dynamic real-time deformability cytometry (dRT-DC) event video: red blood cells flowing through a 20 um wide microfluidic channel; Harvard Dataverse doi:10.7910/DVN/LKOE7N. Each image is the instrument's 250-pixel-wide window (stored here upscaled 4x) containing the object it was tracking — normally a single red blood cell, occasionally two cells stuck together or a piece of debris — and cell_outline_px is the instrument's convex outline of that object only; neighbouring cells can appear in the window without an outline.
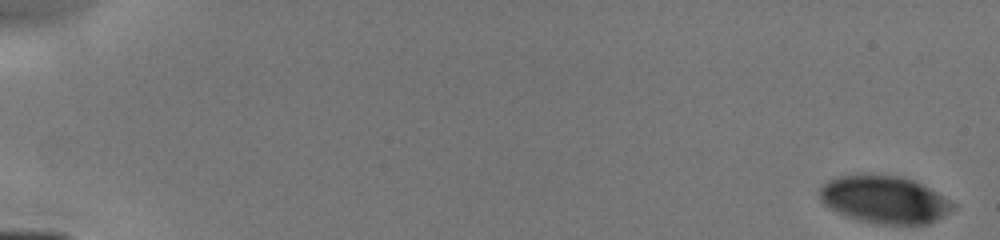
{"species": "human", "species_latin": "Homo sapiens", "temperature_condition": "cold", "stored_images_in_passage": 53, "camera_frame_rate_fps": 3000, "um_per_image_px": 0.085, "donor": {"sex": "male"}, "frame": {"image": 1, "passage_image": 1, "time_ms": 0.0, "image_size_px": [1000, 240], "cell_outline_px": [[956, 208], [936, 220], [928, 224], [876, 224], [860, 220], [836, 212], [824, 204], [820, 200], [820, 188], [828, 180], [836, 176], [904, 176], [936, 192], [956, 204]], "centroid_in_image_um": [75.19, 16.99], "position_along_channel_um": 9.8, "area_um2": 36.36}}
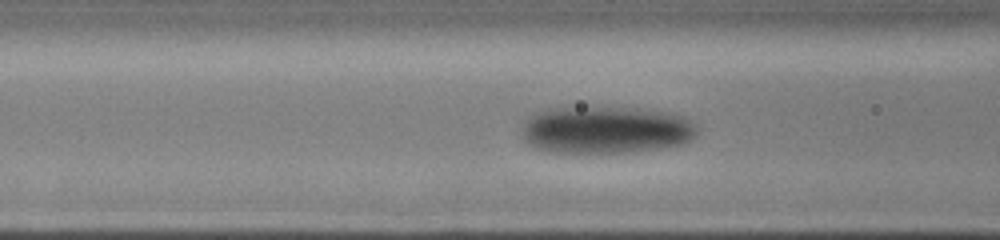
{"frame": {"image": 2, "passage_image": 28, "time_ms": 6.667, "image_size_px": [1000, 240], "cell_outline_px": [[696, 136], [680, 144], [660, 148], [632, 152], [552, 152], [532, 148], [520, 136], [524, 120], [528, 116], [544, 108], [568, 104], [640, 108], [672, 112], [684, 116], [696, 124]], "centroid_in_image_um": [51.4, 10.98], "position_along_channel_um": 115.2, "area_um2": 50.17}}
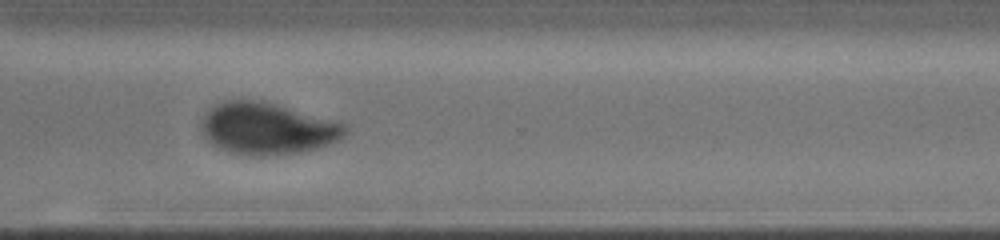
{"frame": {"image": 3, "passage_image": 52, "time_ms": 12.0, "image_size_px": [1000, 240], "cell_outline_px": [[348, 132], [340, 140], [316, 148], [296, 152], [268, 156], [252, 156], [228, 152], [212, 144], [200, 132], [200, 116], [212, 104], [224, 100], [264, 100], [344, 124], [348, 128]], "centroid_in_image_um": [22.62, 10.91], "position_along_channel_um": 348.0, "area_um2": 43.81}}